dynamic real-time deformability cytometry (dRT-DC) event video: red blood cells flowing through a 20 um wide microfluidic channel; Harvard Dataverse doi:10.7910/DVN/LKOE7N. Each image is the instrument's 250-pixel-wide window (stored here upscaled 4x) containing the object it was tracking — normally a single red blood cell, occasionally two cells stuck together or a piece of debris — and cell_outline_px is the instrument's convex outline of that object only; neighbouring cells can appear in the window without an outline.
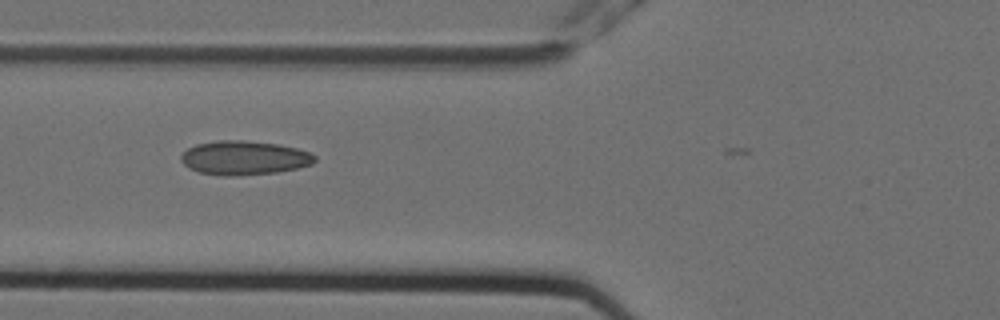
{"species": "Egyptian fruit bat (a non-hibernating species)", "species_latin": "Rousettus aegyptiacus", "temperature_condition": "cold", "stored_images_in_passage": 4, "camera_frame_rate_fps": 3000, "um_per_image_px": 0.085, "animal": {"sex": "female"}, "frame": {"image": 1, "passage_image": 3, "time_ms": 0.667, "image_size_px": [1000, 320], "cell_outline_px": [[316, 160], [312, 164], [296, 168], [276, 172], [232, 176], [224, 176], [200, 172], [188, 168], [180, 160], [180, 156], [188, 148], [196, 144], [216, 140], [244, 140], [280, 144], [296, 148], [308, 152], [316, 156]], "centroid_in_image_um": [20.73, 13.41], "position_along_channel_um": 105.1, "area_um2": 26.53}}